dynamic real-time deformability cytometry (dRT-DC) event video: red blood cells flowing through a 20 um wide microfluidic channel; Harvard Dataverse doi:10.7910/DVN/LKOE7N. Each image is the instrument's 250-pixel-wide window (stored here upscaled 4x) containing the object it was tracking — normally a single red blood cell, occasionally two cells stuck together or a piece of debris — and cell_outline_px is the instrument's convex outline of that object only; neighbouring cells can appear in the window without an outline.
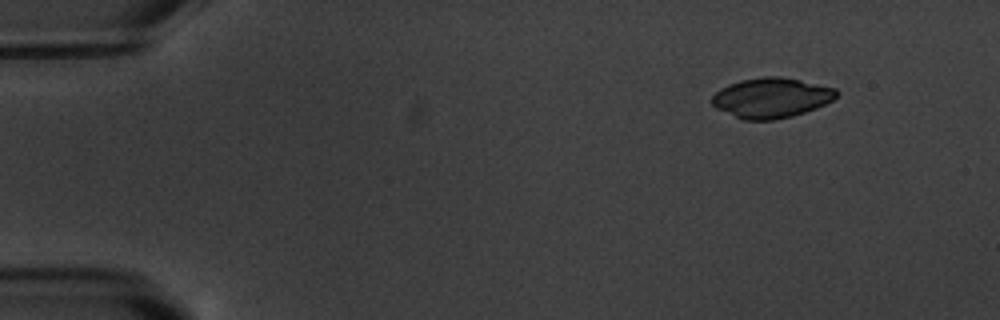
{"species": "common noctule bat (a hibernating species)", "species_latin": "Nyctalus noctula", "temperature_condition": "warm", "stored_images_in_passage": 5, "camera_frame_rate_fps": 3000, "um_per_image_px": 0.085, "animal": {"sex": "male", "body_mass_g": 20.1, "forearm_length_mm": 53.5}, "frame": {"image": 1, "passage_image": 1, "time_ms": 0.0, "image_size_px": [1000, 320], "cell_outline_px": [[840, 92], [832, 100], [816, 108], [792, 116], [772, 120], [744, 120], [716, 108], [712, 104], [712, 96], [720, 88], [728, 84], [740, 80], [764, 76], [780, 76], [800, 80], [836, 88]], "centroid_in_image_um": [65.56, 8.3], "position_along_channel_um": 19.4, "area_um2": 29.02}}
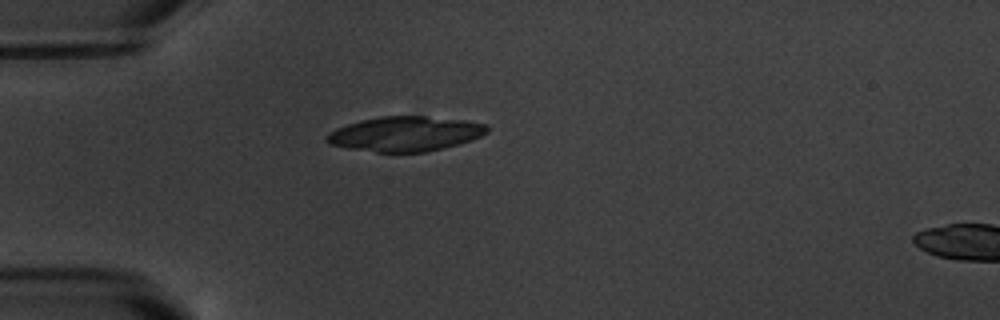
{"frame": {"image": 2, "passage_image": 4, "time_ms": 3.333, "image_size_px": [1000, 320], "cell_outline_px": [[488, 132], [472, 140], [460, 144], [444, 148], [424, 152], [376, 152], [348, 148], [328, 144], [324, 140], [324, 136], [328, 132], [336, 128], [360, 120], [380, 116], [424, 116], [464, 120], [488, 124]], "centroid_in_image_um": [34.42, 11.38], "position_along_channel_um": 50.6, "area_um2": 32.77}}